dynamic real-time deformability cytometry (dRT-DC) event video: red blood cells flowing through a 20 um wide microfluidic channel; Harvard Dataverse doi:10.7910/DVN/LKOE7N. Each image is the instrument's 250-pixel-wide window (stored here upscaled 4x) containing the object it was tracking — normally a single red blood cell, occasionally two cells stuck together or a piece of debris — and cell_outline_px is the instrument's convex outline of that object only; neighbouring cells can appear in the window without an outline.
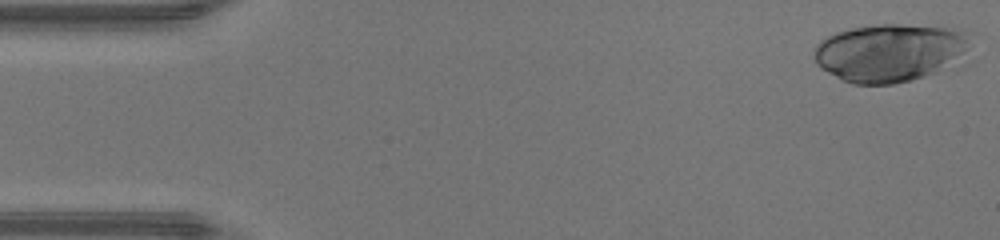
{"species": "human", "species_latin": "Homo sapiens", "temperature_condition": "warm", "stored_images_in_passage": 46, "camera_frame_rate_fps": 3000, "um_per_image_px": 0.085, "donor": {"sex": "male"}, "frame": {"image": 1, "passage_image": 1, "time_ms": 0.0, "image_size_px": [1000, 240], "cell_outline_px": [[976, 32], [972, 44], [956, 60], [936, 72], [912, 80], [892, 84], [852, 84], [820, 68], [816, 64], [812, 56], [816, 44], [820, 40], [836, 32], [852, 28], [880, 24], [900, 24], [964, 28]], "centroid_in_image_um": [75.7, 4.43], "position_along_channel_um": 9.3, "area_um2": 53.52}}
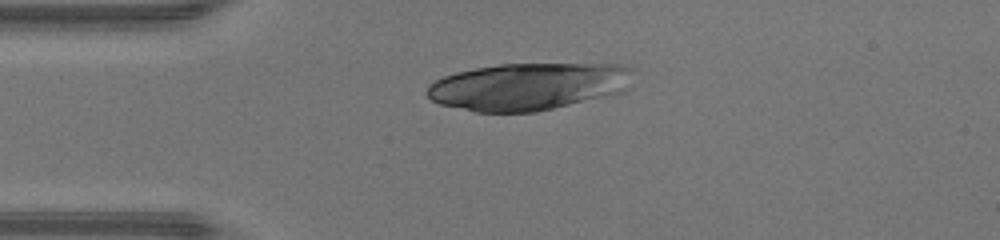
{"frame": {"image": 2, "passage_image": 11, "time_ms": 3.333, "image_size_px": [1000, 240], "cell_outline_px": [[632, 68], [628, 92], [616, 96], [536, 112], [476, 112], [440, 104], [432, 100], [424, 92], [428, 84], [444, 76], [456, 72], [476, 68], [500, 64], [620, 64]], "centroid_in_image_um": [44.97, 7.36], "position_along_channel_um": 40.0, "area_um2": 57.68}}
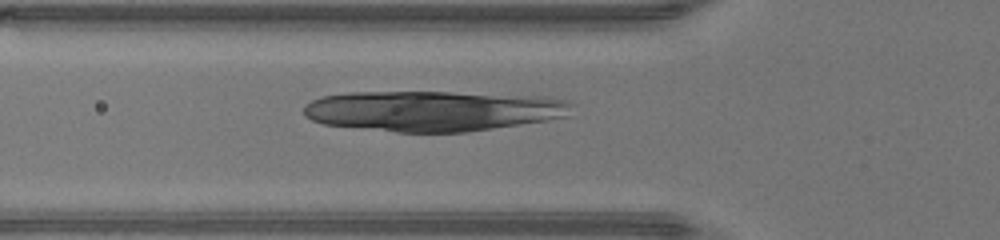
{"frame": {"image": 3, "passage_image": 16, "time_ms": 5.0, "image_size_px": [1000, 240], "cell_outline_px": [[576, 104], [568, 116], [548, 120], [468, 132], [396, 132], [324, 124], [312, 120], [304, 116], [304, 104], [320, 96], [348, 92], [452, 92], [544, 96], [568, 100]], "centroid_in_image_um": [36.84, 9.41], "position_along_channel_um": 89.0, "area_um2": 63.81}}